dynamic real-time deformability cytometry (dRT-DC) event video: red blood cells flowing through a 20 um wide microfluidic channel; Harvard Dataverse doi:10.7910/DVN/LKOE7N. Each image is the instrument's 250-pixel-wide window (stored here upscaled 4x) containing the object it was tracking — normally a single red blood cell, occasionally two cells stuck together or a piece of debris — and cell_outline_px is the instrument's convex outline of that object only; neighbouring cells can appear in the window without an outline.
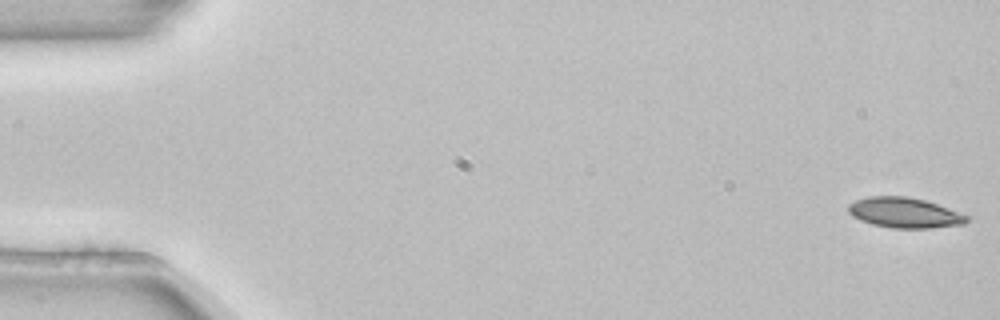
{"species": "common noctule bat (a hibernating species)", "species_latin": "Nyctalus noctula", "temperature_condition": "room temperature", "stored_images_in_passage": 5, "camera_frame_rate_fps": 3000, "um_per_image_px": 0.085, "animal": {"sex": "female", "body_mass_g": 22.7, "forearm_length_mm": 54.2}, "frame": {"image": 1, "passage_image": 1, "time_ms": 0.0, "image_size_px": [1000, 320], "cell_outline_px": [[968, 220], [964, 224], [932, 228], [892, 228], [872, 224], [860, 220], [852, 216], [848, 212], [848, 204], [856, 200], [868, 196], [908, 196], [924, 200], [948, 208], [968, 216]], "centroid_in_image_um": [76.85, 18.08], "position_along_channel_um": 8.1, "area_um2": 20.87}}
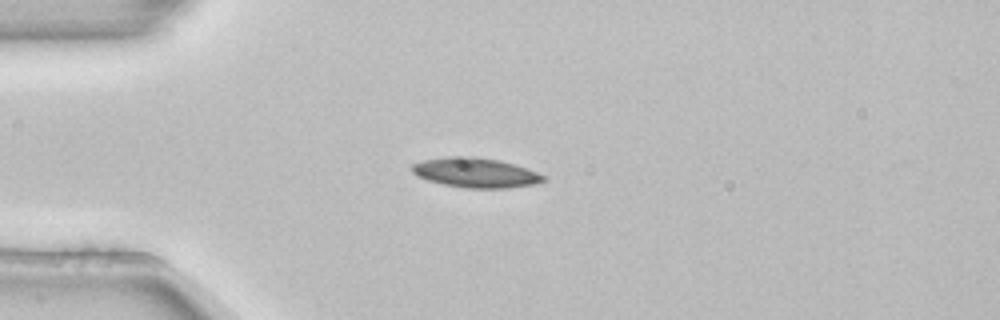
{"frame": {"image": 2, "passage_image": 4, "time_ms": 1.0, "image_size_px": [1000, 320], "cell_outline_px": [[548, 180], [536, 184], [508, 188], [464, 188], [444, 184], [428, 180], [416, 176], [412, 172], [412, 164], [424, 160], [448, 156], [472, 156], [500, 160], [536, 172], [544, 176]], "centroid_in_image_um": [40.42, 14.68], "position_along_channel_um": 44.6, "area_um2": 22.72}}